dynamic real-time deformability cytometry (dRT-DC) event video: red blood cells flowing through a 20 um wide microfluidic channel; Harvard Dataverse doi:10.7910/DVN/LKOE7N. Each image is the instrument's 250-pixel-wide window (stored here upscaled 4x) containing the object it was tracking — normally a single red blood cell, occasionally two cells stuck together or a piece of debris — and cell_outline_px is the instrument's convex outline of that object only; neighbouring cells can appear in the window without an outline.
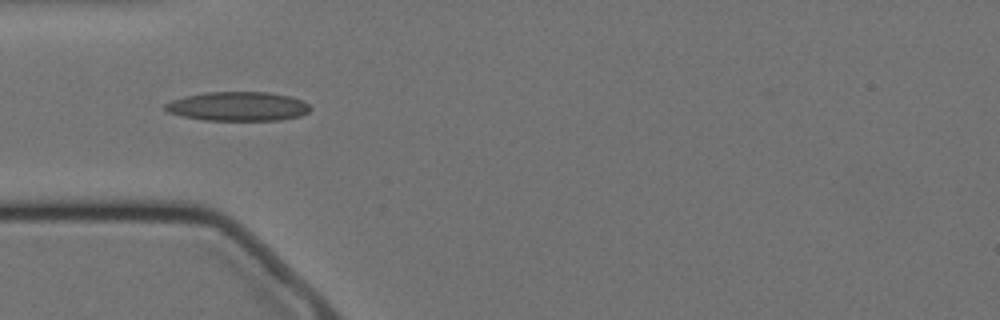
{"species": "Egyptian fruit bat (a non-hibernating species)", "species_latin": "Rousettus aegyptiacus", "temperature_condition": "cold", "stored_images_in_passage": 29, "camera_frame_rate_fps": 3000, "um_per_image_px": 0.085, "animal": {"sex": "female"}, "frame": {"image": 1, "passage_image": 5, "time_ms": 1.333, "image_size_px": [1000, 320], "cell_outline_px": [[312, 108], [308, 112], [300, 116], [280, 120], [204, 120], [184, 116], [168, 112], [164, 108], [164, 104], [172, 100], [184, 96], [204, 92], [268, 92], [288, 96], [300, 100], [308, 104]], "centroid_in_image_um": [20.21, 9.04], "position_along_channel_um": 64.8, "area_um2": 24.57}}
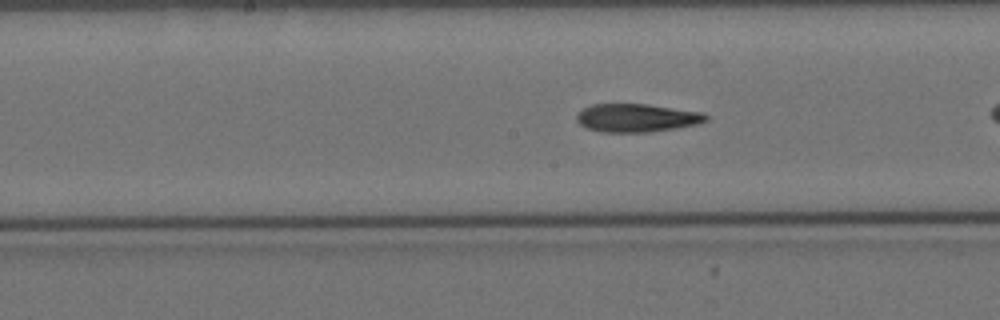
{"frame": {"image": 2, "passage_image": 13, "time_ms": 4.0, "image_size_px": [1000, 320], "cell_outline_px": [[708, 120], [696, 124], [676, 128], [648, 132], [600, 132], [588, 128], [580, 124], [576, 120], [576, 112], [592, 104], [648, 104], [704, 112], [708, 116]], "centroid_in_image_um": [54.11, 10.01], "position_along_channel_um": 194.1, "area_um2": 21.39}}
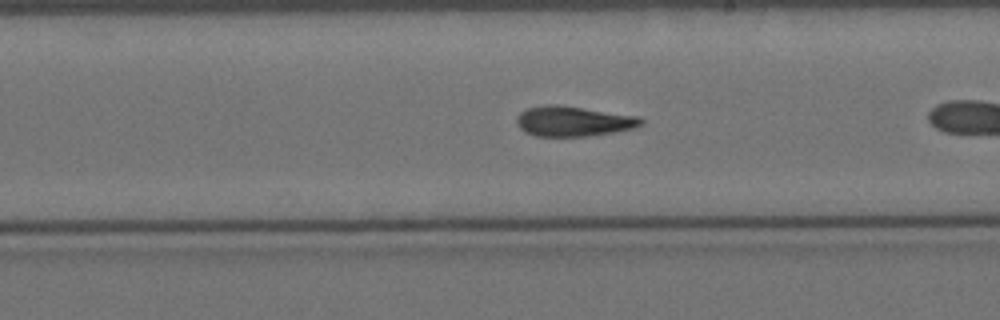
{"frame": {"image": 3, "passage_image": 17, "time_ms": 5.333, "image_size_px": [1000, 320], "cell_outline_px": [[644, 124], [636, 128], [588, 136], [536, 136], [524, 132], [516, 124], [516, 120], [520, 112], [528, 108], [548, 104], [556, 104], [636, 116], [644, 120]], "centroid_in_image_um": [48.72, 10.31], "position_along_channel_um": 240.3, "area_um2": 21.73}}